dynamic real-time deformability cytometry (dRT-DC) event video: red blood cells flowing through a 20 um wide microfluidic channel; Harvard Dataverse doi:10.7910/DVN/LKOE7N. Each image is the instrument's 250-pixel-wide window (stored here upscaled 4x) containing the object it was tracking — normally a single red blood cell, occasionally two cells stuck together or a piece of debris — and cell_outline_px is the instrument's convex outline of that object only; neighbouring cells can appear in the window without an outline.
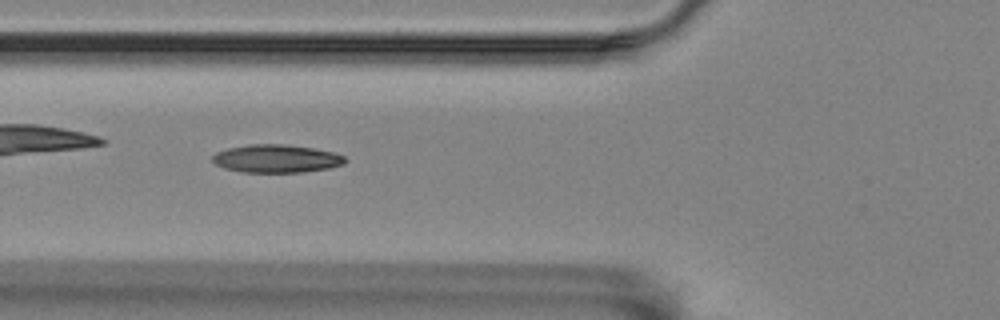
{"species": "Egyptian fruit bat (a non-hibernating species)", "species_latin": "Rousettus aegyptiacus", "temperature_condition": "room temperature", "stored_images_in_passage": 42, "camera_frame_rate_fps": 3000, "um_per_image_px": 0.085, "animal": {"sex": "female"}, "frame": {"image": 1, "passage_image": 11, "time_ms": 3.333, "image_size_px": [1000, 320], "cell_outline_px": [[348, 160], [344, 164], [328, 168], [300, 172], [240, 172], [224, 168], [216, 164], [212, 160], [212, 156], [216, 152], [228, 148], [252, 144], [284, 144], [312, 148], [336, 152], [344, 156]], "centroid_in_image_um": [23.5, 13.48], "position_along_channel_um": 102.3, "area_um2": 21.68}}
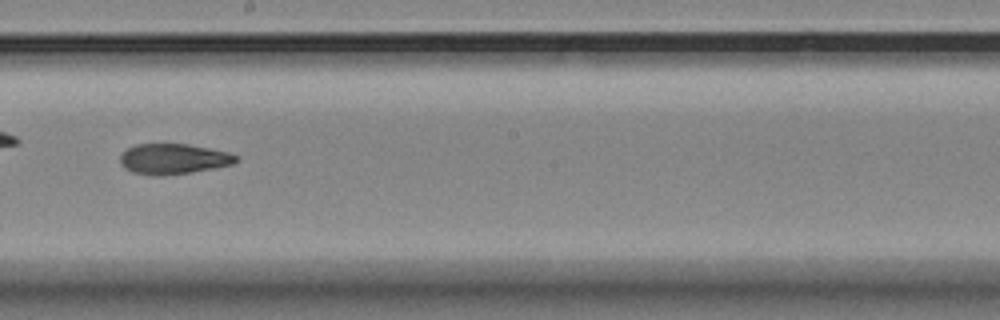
{"frame": {"image": 2, "passage_image": 22, "time_ms": 7.0, "image_size_px": [1000, 320], "cell_outline_px": [[236, 160], [232, 164], [192, 172], [160, 176], [152, 176], [132, 172], [124, 168], [120, 164], [120, 156], [128, 148], [136, 144], [188, 144], [228, 152], [236, 156]], "centroid_in_image_um": [14.68, 13.51], "position_along_channel_um": 233.5, "area_um2": 20.4}}
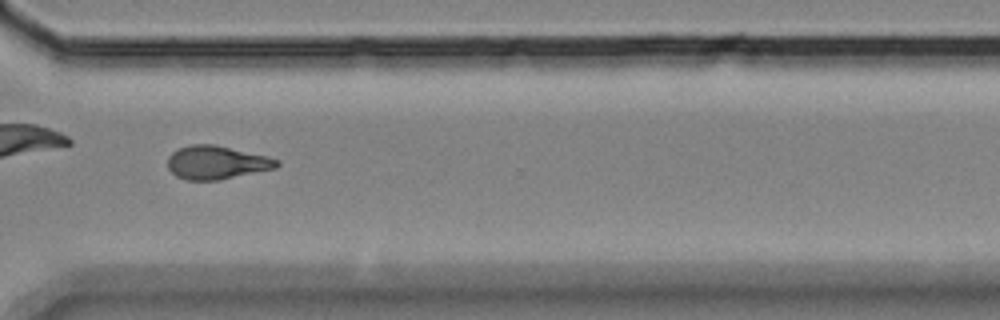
{"frame": {"image": 3, "passage_image": 32, "time_ms": 10.333, "image_size_px": [1000, 320], "cell_outline_px": [[280, 164], [276, 168], [220, 180], [188, 180], [176, 176], [168, 168], [168, 156], [172, 152], [180, 148], [192, 144], [216, 144], [280, 160]], "centroid_in_image_um": [18.4, 13.81], "position_along_channel_um": 352.2, "area_um2": 21.15}}